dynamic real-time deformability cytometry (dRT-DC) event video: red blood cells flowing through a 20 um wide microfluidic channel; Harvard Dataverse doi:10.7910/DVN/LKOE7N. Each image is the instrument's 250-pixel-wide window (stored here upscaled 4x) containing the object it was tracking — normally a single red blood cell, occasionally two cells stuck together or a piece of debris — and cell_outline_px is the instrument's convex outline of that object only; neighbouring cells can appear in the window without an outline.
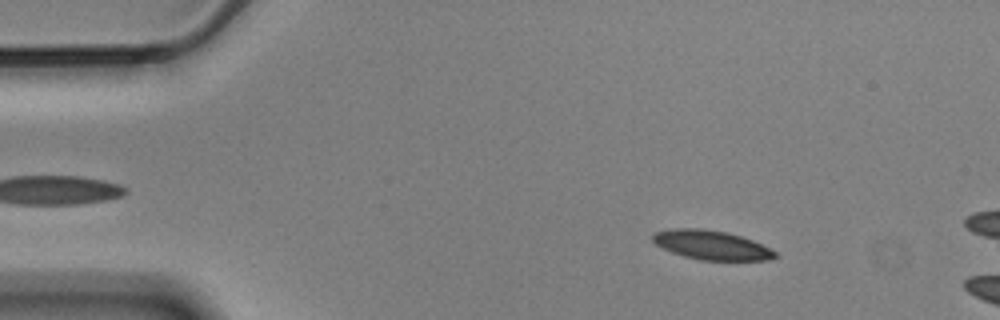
{"species": "Egyptian fruit bat (a non-hibernating species)", "species_latin": "Rousettus aegyptiacus", "temperature_condition": "cold", "stored_images_in_passage": 14, "camera_frame_rate_fps": 3000, "um_per_image_px": 0.085, "animal": {"sex": "male"}, "frame": {"image": 1, "passage_image": 8, "time_ms": 2.333, "image_size_px": [1000, 320], "cell_outline_px": [[776, 256], [768, 260], [700, 260], [684, 256], [672, 252], [656, 244], [652, 240], [652, 236], [656, 232], [668, 228], [700, 228], [724, 232], [740, 236], [752, 240], [776, 252]], "centroid_in_image_um": [60.43, 20.82], "position_along_channel_um": 24.6, "area_um2": 20.52}}